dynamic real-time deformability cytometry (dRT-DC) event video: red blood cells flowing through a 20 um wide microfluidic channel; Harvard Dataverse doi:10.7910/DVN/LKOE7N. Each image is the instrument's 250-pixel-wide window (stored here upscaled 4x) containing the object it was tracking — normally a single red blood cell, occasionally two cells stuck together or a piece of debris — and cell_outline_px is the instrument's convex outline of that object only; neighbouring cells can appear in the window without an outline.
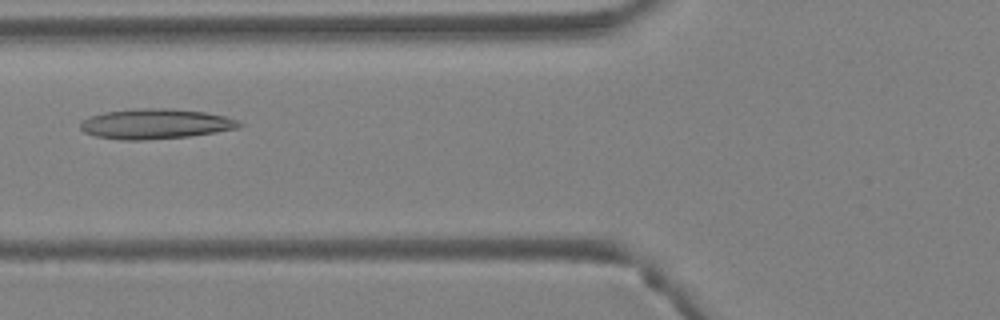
{"species": "Egyptian fruit bat (a non-hibernating species)", "species_latin": "Rousettus aegyptiacus", "temperature_condition": "warm", "stored_images_in_passage": 3, "camera_frame_rate_fps": 3000, "um_per_image_px": 0.085, "animal": {"sex": "female"}, "frame": {"image": 1, "passage_image": 3, "time_ms": 0.667, "image_size_px": [1000, 320], "cell_outline_px": [[244, 124], [240, 128], [216, 132], [188, 136], [144, 140], [124, 140], [96, 136], [84, 132], [80, 128], [80, 124], [88, 116], [104, 112], [144, 108], [168, 108], [204, 112], [224, 116], [236, 120]], "centroid_in_image_um": [13.22, 10.53], "position_along_channel_um": 112.6, "area_um2": 27.69}}